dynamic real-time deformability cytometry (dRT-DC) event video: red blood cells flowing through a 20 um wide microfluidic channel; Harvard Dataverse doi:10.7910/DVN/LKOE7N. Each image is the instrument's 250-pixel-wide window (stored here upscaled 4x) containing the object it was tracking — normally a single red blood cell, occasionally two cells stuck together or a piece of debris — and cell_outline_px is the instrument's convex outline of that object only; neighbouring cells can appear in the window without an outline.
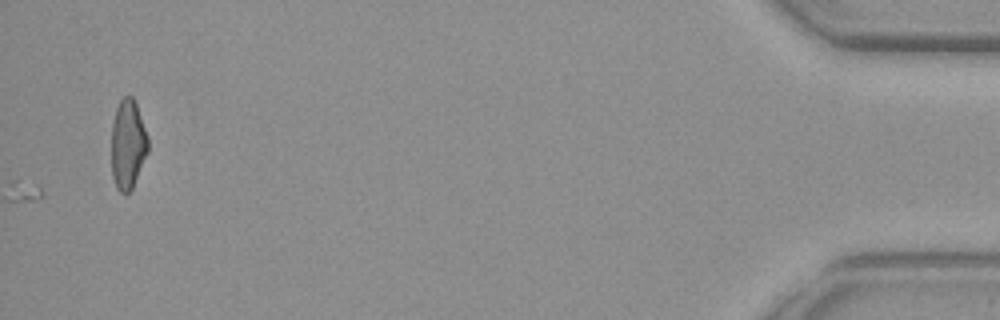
{"species": "common noctule bat (a hibernating species)", "species_latin": "Nyctalus noctula", "temperature_condition": "warm", "stored_images_in_passage": 57, "camera_frame_rate_fps": 3000, "um_per_image_px": 0.085, "animal": {"sex": "female", "body_mass_g": 29.2, "forearm_length_mm": 56.3}, "frame": {"image": 1, "passage_image": 57, "time_ms": 18.667, "image_size_px": [1000, 320], "cell_outline_px": [[148, 152], [132, 188], [124, 196], [116, 188], [112, 176], [112, 124], [116, 108], [120, 100], [124, 96], [132, 96], [136, 104], [148, 136]], "centroid_in_image_um": [10.86, 12.29], "position_along_channel_um": 424.3, "area_um2": 19.07}}